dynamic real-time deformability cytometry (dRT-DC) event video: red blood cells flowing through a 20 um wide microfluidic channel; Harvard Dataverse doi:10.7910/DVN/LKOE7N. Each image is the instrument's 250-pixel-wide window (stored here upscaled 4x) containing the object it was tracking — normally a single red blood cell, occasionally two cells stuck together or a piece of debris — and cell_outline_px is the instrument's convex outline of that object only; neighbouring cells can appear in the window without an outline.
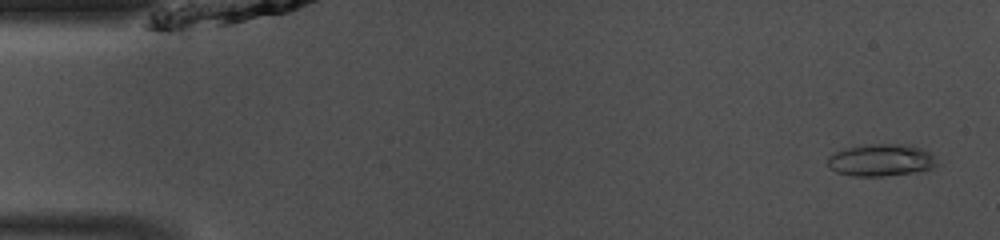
{"species": "common noctule bat (a hibernating species)", "species_latin": "Nyctalus noctula", "temperature_condition": "room temperature", "stored_images_in_passage": 47, "camera_frame_rate_fps": 3000, "um_per_image_px": 0.085, "animal": {"sex": "male", "body_mass_g": 13.0, "forearm_length_mm": 53.1}, "frame": {"image": 1, "passage_image": 2, "time_ms": 0.333, "image_size_px": [1000, 240], "cell_outline_px": [[936, 164], [932, 168], [912, 172], [880, 176], [852, 176], [836, 172], [828, 168], [828, 156], [836, 152], [848, 148], [872, 144], [900, 144], [920, 148], [928, 152], [932, 156]], "centroid_in_image_um": [74.82, 13.62], "position_along_channel_um": 10.2, "area_um2": 19.94}}
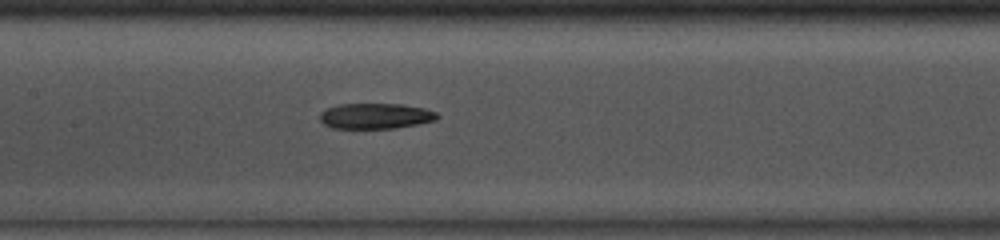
{"frame": {"image": 2, "passage_image": 22, "time_ms": 7.0, "image_size_px": [1000, 240], "cell_outline_px": [[440, 116], [436, 120], [416, 124], [392, 128], [332, 128], [324, 124], [320, 120], [320, 112], [328, 108], [340, 104], [400, 104], [424, 108], [436, 112]], "centroid_in_image_um": [31.91, 9.86], "position_along_channel_um": 175.5, "area_um2": 17.34}}
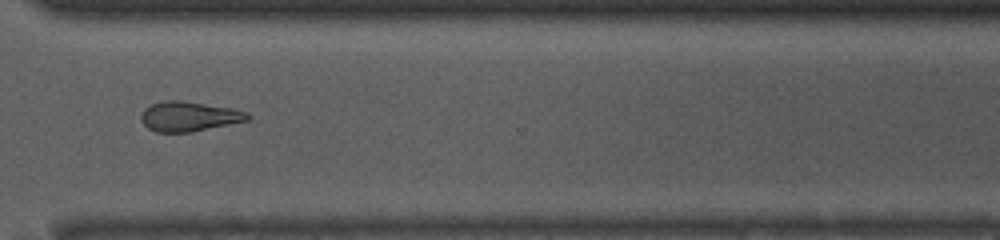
{"frame": {"image": 3, "passage_image": 35, "time_ms": 11.333, "image_size_px": [1000, 240], "cell_outline_px": [[252, 116], [248, 120], [188, 132], [156, 132], [148, 128], [140, 120], [140, 116], [144, 108], [152, 104], [168, 100], [176, 100], [232, 108], [248, 112]], "centroid_in_image_um": [16.04, 9.89], "position_along_channel_um": 354.6, "area_um2": 18.21}, "authors_computed_cell_mechanics": {"area_um2": 18.207, "velocity_mm_per_s": 4.1426, "shape_relaxation_time_tau1_ms": null, "shape_relaxation_time_tau2_ms": 5.463, "deformation_change_tau1": null, "deformation_change_tau2": 0.1614}}